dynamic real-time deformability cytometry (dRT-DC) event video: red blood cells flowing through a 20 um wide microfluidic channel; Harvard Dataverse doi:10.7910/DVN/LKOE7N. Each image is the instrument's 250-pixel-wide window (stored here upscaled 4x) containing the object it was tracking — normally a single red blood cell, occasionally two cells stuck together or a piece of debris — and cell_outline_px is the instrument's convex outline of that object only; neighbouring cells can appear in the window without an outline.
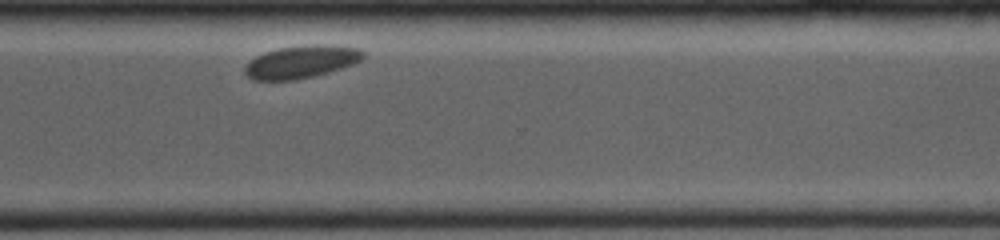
{"species": "common noctule bat (a hibernating species)", "species_latin": "Nyctalus noctula", "temperature_condition": "room temperature", "stored_images_in_passage": 13, "segment_of_instrument_passage": [1, 2], "camera_frame_rate_fps": 4000, "um_per_image_px": 0.085, "animal": {"sex": "female", "body_mass_g": 19.0, "forearm_length_mm": 53.3}, "frame": {"image": 1, "passage_image": 12, "time_ms": 8.5, "image_size_px": [1000, 240], "cell_outline_px": [[364, 56], [360, 60], [352, 64], [328, 72], [296, 80], [252, 80], [244, 72], [244, 68], [256, 56], [264, 52], [280, 48], [316, 44], [324, 44], [360, 48], [364, 52]], "centroid_in_image_um": [25.61, 5.25], "position_along_channel_um": 345.0, "area_um2": 22.25}}